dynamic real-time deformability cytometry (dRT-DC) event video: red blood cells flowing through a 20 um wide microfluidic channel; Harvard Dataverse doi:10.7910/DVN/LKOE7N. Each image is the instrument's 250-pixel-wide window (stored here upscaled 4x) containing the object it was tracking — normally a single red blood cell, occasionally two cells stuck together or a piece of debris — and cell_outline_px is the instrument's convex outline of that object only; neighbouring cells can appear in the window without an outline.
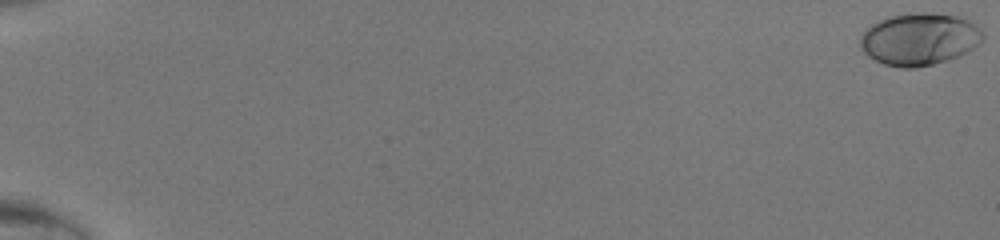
{"species": "human", "species_latin": "Homo sapiens", "temperature_condition": "room temperature", "stored_images_in_passage": 49, "camera_frame_rate_fps": 3000, "um_per_image_px": 0.085, "donor": {"sex": "male"}, "frame": {"image": 1, "passage_image": 1, "time_ms": 0.0, "image_size_px": [1000, 240], "cell_outline_px": [[984, 40], [980, 44], [968, 52], [948, 60], [916, 68], [900, 68], [884, 64], [868, 56], [860, 48], [860, 36], [872, 24], [880, 20], [892, 16], [908, 12], [924, 12], [956, 16], [968, 20], [976, 24], [984, 32]], "centroid_in_image_um": [78.18, 3.33], "position_along_channel_um": 6.8, "area_um2": 37.57}}
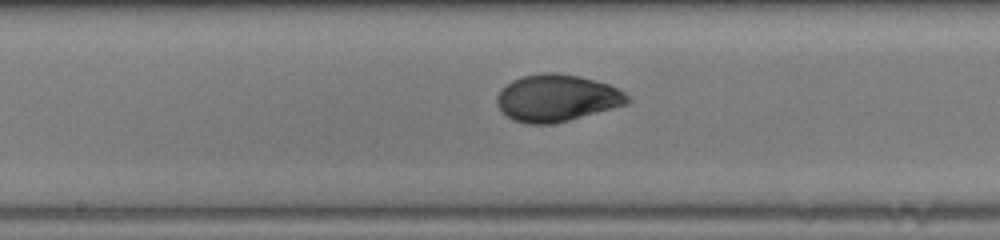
{"frame": {"image": 2, "passage_image": 29, "time_ms": 9.333, "image_size_px": [1000, 240], "cell_outline_px": [[632, 100], [628, 104], [568, 120], [552, 124], [528, 124], [512, 120], [496, 104], [496, 96], [500, 88], [512, 80], [520, 76], [544, 72], [556, 72], [580, 76], [608, 84], [624, 92]], "centroid_in_image_um": [47.3, 8.32], "position_along_channel_um": 200.9, "area_um2": 35.89}}
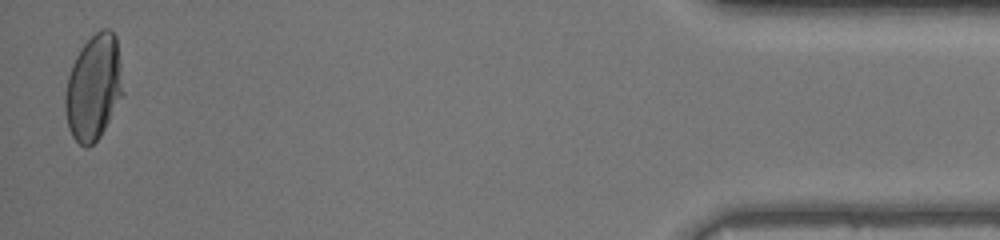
{"frame": {"image": 3, "passage_image": 49, "time_ms": 16.0, "image_size_px": [1000, 240], "cell_outline_px": [[124, 96], [100, 136], [88, 148], [84, 148], [72, 136], [68, 128], [64, 108], [64, 92], [68, 76], [72, 64], [80, 48], [100, 28], [108, 28], [116, 36], [124, 92]], "centroid_in_image_um": [7.95, 7.45], "position_along_channel_um": 427.2, "area_um2": 35.89}}